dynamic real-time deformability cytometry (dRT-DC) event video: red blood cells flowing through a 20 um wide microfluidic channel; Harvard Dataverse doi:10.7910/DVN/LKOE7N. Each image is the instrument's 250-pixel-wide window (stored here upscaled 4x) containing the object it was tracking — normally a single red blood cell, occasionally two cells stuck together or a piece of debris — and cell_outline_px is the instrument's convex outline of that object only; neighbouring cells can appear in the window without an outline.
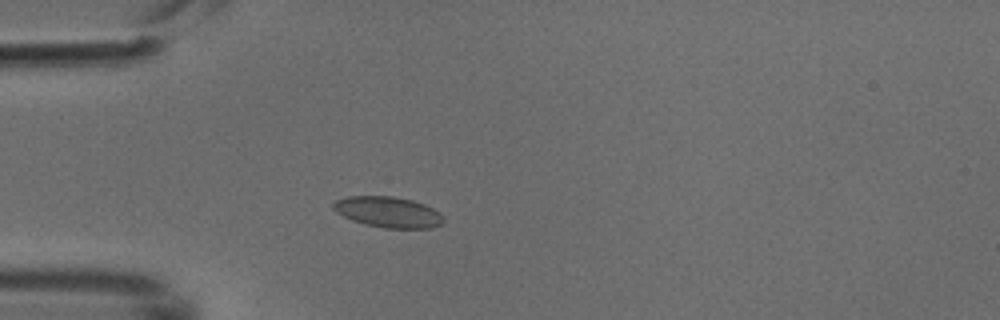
{"species": "common noctule bat (a hibernating species)", "species_latin": "Nyctalus noctula", "temperature_condition": "cold", "stored_images_in_passage": 4, "camera_frame_rate_fps": 3000, "um_per_image_px": 0.085, "animal": {"sex": "male", "body_mass_g": 18.8}, "frame": {"image": 1, "passage_image": 4, "time_ms": 1.0, "image_size_px": [1000, 320], "cell_outline_px": [[444, 220], [440, 224], [432, 228], [384, 228], [364, 224], [352, 220], [336, 212], [332, 208], [332, 204], [336, 200], [348, 196], [392, 196], [412, 200], [424, 204], [440, 212], [444, 216]], "centroid_in_image_um": [32.99, 18.02], "position_along_channel_um": 52.0, "area_um2": 19.83}}